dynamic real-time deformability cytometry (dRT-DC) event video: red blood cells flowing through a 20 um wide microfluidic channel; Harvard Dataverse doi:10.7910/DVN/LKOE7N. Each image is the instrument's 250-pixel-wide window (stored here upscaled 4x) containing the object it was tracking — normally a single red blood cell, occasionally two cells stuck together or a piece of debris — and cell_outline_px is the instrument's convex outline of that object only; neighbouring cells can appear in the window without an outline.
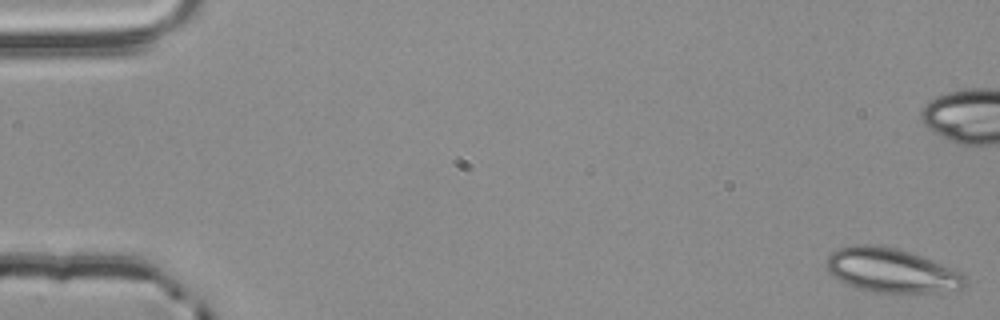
{"species": "common noctule bat (a hibernating species)", "species_latin": "Nyctalus noctula", "temperature_condition": "room temperature", "stored_images_in_passage": 55, "camera_frame_rate_fps": 3000, "um_per_image_px": 0.085, "animal": {"sex": "male", "body_mass_g": 20.4}, "frame": {"image": 1, "passage_image": 1, "time_ms": 0.0, "image_size_px": [1000, 320], "cell_outline_px": [[968, 284], [964, 288], [956, 292], [872, 292], [848, 284], [832, 276], [828, 272], [828, 256], [836, 248], [852, 244], [872, 244], [900, 248], [924, 256], [960, 272], [968, 280]], "centroid_in_image_um": [75.83, 22.97], "position_along_channel_um": 9.2, "area_um2": 36.13}}
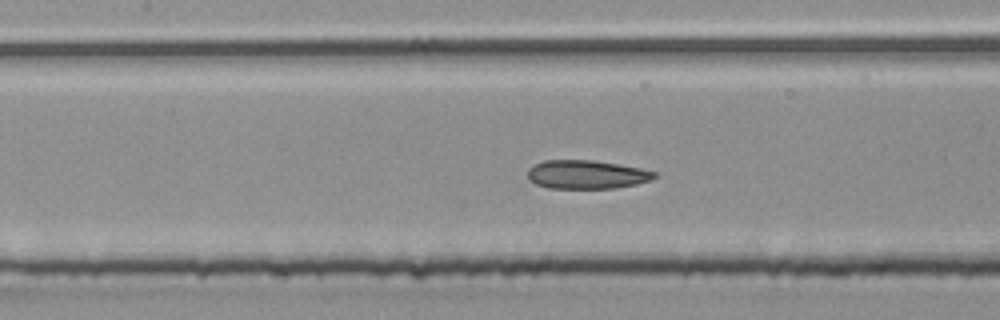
{"frame": {"image": 2, "passage_image": 25, "time_ms": 8.0, "image_size_px": [1000, 320], "cell_outline_px": [[660, 176], [652, 180], [636, 184], [616, 188], [548, 188], [536, 184], [528, 180], [528, 168], [544, 160], [592, 160], [640, 168], [656, 172]], "centroid_in_image_um": [49.88, 14.84], "position_along_channel_um": 157.5, "area_um2": 21.21}}
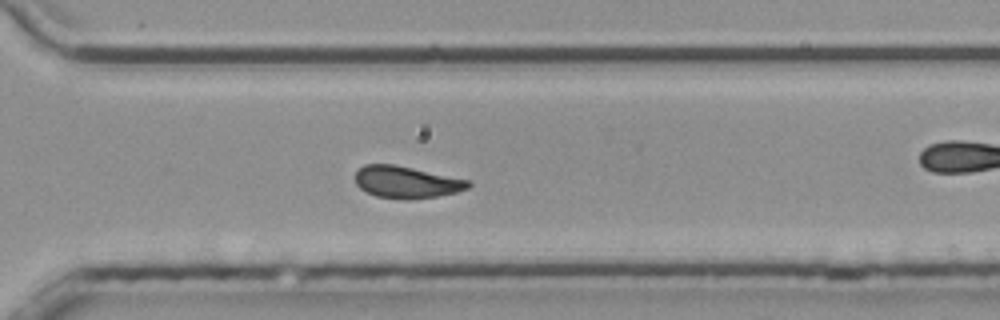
{"frame": {"image": 3, "passage_image": 39, "time_ms": 12.667, "image_size_px": [1000, 320], "cell_outline_px": [[472, 184], [468, 188], [456, 192], [436, 196], [408, 200], [376, 196], [360, 188], [356, 184], [356, 168], [364, 164], [396, 164], [468, 180]], "centroid_in_image_um": [34.52, 15.47], "position_along_channel_um": 336.1, "area_um2": 21.04}, "authors_computed_cell_mechanics": {"area_um2": 21.675, "velocity_mm_per_s": 3.8402, "shape_relaxation_time_tau1_ms": null, "shape_relaxation_time_tau2_ms": 1.7658, "deformation_change_tau1": null, "deformation_change_tau2": 0.0639}}